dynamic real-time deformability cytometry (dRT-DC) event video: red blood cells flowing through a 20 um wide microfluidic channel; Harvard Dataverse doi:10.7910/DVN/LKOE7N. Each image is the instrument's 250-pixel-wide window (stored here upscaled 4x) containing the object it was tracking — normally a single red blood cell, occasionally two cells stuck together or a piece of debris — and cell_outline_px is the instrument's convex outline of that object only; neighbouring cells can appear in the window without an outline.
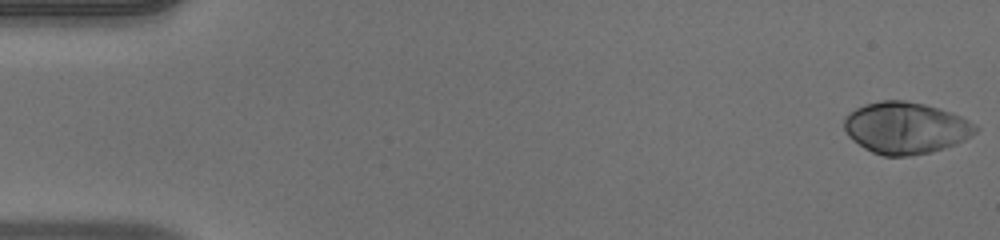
{"species": "human", "species_latin": "Homo sapiens", "temperature_condition": "warm", "stored_images_in_passage": 52, "camera_frame_rate_fps": 3000, "um_per_image_px": 0.085, "donor": {"sex": "male"}, "frame": {"image": 1, "passage_image": 1, "time_ms": 0.0, "image_size_px": [1000, 240], "cell_outline_px": [[980, 128], [976, 132], [964, 140], [956, 144], [932, 152], [912, 156], [884, 156], [872, 152], [864, 148], [852, 140], [848, 136], [844, 128], [844, 116], [848, 112], [864, 104], [880, 100], [904, 100], [924, 104], [952, 112], [976, 124]], "centroid_in_image_um": [76.97, 10.87], "position_along_channel_um": 8.0, "area_um2": 39.94}}
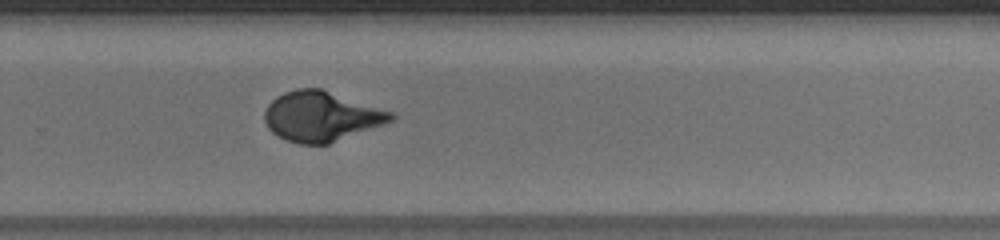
{"frame": {"image": 2, "passage_image": 35, "time_ms": 11.333, "image_size_px": [1000, 240], "cell_outline_px": [[396, 120], [328, 144], [300, 144], [276, 136], [268, 128], [264, 120], [264, 112], [268, 104], [276, 96], [284, 92], [296, 88], [320, 88], [392, 112], [396, 116]], "centroid_in_image_um": [27.29, 9.89], "position_along_channel_um": 302.5, "area_um2": 36.76}}
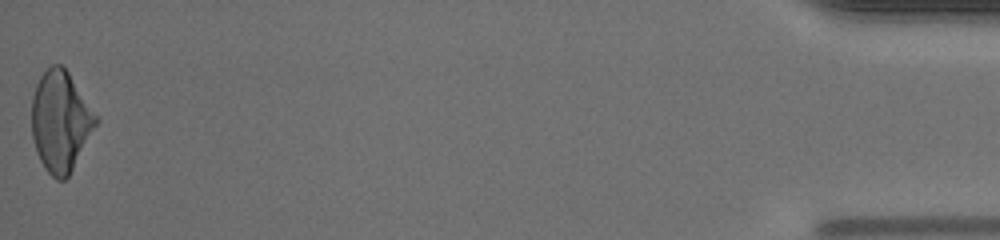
{"frame": {"image": 3, "passage_image": 52, "time_ms": 17.0, "image_size_px": [1000, 240], "cell_outline_px": [[100, 120], [68, 176], [64, 180], [56, 180], [44, 168], [36, 152], [32, 136], [32, 96], [36, 84], [40, 76], [52, 64], [60, 64], [68, 72], [100, 116]], "centroid_in_image_um": [5.17, 10.3], "position_along_channel_um": 430.0, "area_um2": 37.92}, "authors_computed_cell_mechanics": {"area_um2": 36.9053, "velocity_mm_per_s": 3.9479, "shape_relaxation_time_tau1_ms": 5.0606, "shape_relaxation_time_tau2_ms": null, "deformation_change_tau1": 0.241, "deformation_change_tau2": null}}